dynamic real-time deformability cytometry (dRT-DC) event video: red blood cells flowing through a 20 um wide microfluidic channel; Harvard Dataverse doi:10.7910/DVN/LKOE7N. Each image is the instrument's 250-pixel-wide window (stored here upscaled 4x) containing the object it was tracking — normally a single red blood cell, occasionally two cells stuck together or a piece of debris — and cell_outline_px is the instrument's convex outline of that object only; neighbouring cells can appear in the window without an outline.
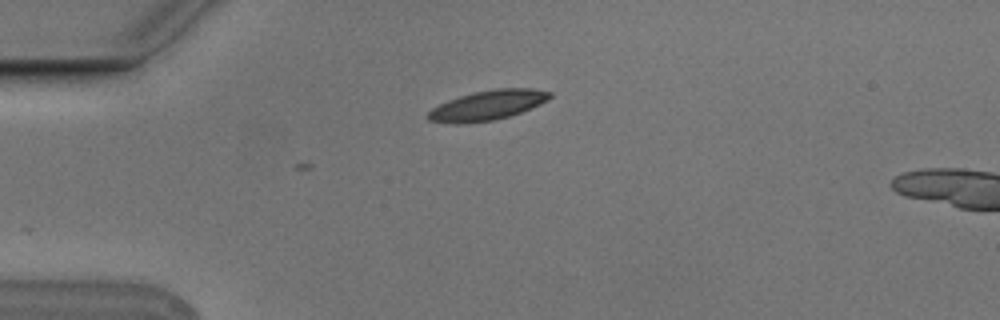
{"species": "Egyptian fruit bat (a non-hibernating species)", "species_latin": "Rousettus aegyptiacus", "temperature_condition": "cold", "stored_images_in_passage": 6, "camera_frame_rate_fps": 3000, "um_per_image_px": 0.085, "animal": {"sex": "male"}, "frame": {"image": 1, "passage_image": 5, "time_ms": 1.333, "image_size_px": [1000, 320], "cell_outline_px": [[552, 96], [548, 100], [532, 108], [508, 116], [492, 120], [460, 124], [448, 124], [428, 120], [428, 112], [432, 108], [448, 100], [472, 92], [496, 88], [532, 88], [552, 92]], "centroid_in_image_um": [41.45, 8.94], "position_along_channel_um": 43.6, "area_um2": 21.15}}